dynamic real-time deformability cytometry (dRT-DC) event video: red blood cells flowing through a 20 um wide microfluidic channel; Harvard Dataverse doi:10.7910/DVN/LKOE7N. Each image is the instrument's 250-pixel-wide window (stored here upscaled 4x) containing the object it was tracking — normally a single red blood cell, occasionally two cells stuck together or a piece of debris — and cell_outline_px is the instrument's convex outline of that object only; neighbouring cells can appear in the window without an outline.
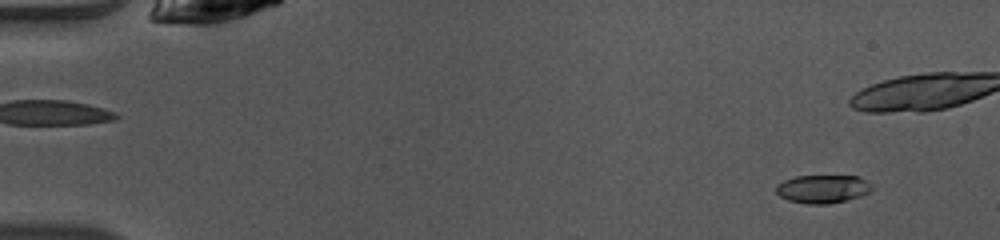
{"species": "common noctule bat (a hibernating species)", "species_latin": "Nyctalus noctula", "temperature_condition": "warm", "stored_images_in_passage": 19, "camera_frame_rate_fps": 3000, "um_per_image_px": 0.085, "animal": {"sex": "female", "body_mass_g": 10.0, "forearm_length_mm": 53.1}, "frame": {"image": 1, "passage_image": 4, "time_ms": 1.0, "image_size_px": [1000, 240], "cell_outline_px": [[872, 188], [868, 192], [860, 196], [828, 204], [808, 204], [788, 200], [780, 196], [776, 192], [776, 184], [784, 180], [796, 176], [860, 176], [872, 184]], "centroid_in_image_um": [69.92, 16.05], "position_along_channel_um": 15.1, "area_um2": 15.72}}
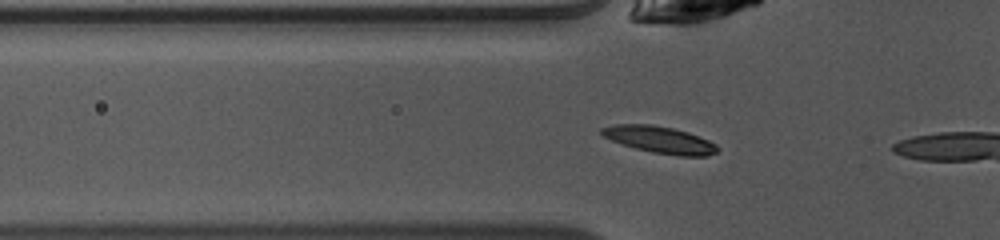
{"frame": {"image": 2, "passage_image": 16, "time_ms": 5.0, "image_size_px": [1000, 240], "cell_outline_px": [[720, 148], [716, 152], [708, 156], [680, 156], [652, 152], [636, 148], [612, 140], [604, 136], [600, 132], [600, 128], [616, 124], [652, 124], [672, 128], [688, 132], [708, 140], [716, 144]], "centroid_in_image_um": [56.11, 11.87], "position_along_channel_um": 69.7, "area_um2": 17.98}}